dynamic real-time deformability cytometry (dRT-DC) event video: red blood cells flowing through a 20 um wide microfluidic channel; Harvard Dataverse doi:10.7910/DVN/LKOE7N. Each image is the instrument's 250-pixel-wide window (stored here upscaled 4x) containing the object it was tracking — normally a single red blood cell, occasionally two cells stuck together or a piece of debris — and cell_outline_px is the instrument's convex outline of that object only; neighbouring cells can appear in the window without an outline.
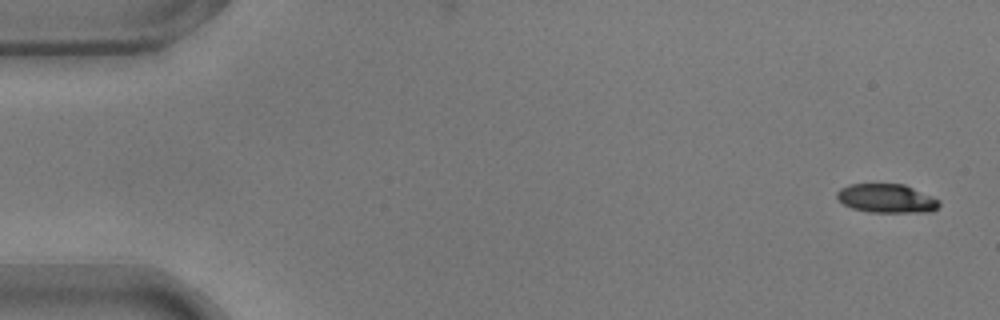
{"species": "common noctule bat (a hibernating species)", "species_latin": "Nyctalus noctula", "temperature_condition": "warm", "stored_images_in_passage": 53, "camera_frame_rate_fps": 3000, "um_per_image_px": 0.085, "animal": {"sex": "male", "body_mass_g": 17.9}, "frame": {"image": 1, "passage_image": 1, "time_ms": 0.0, "image_size_px": [1000, 320], "cell_outline_px": [[940, 204], [932, 212], [868, 212], [852, 208], [844, 204], [836, 196], [836, 192], [840, 188], [848, 184], [904, 184], [932, 196], [940, 200]], "centroid_in_image_um": [75.36, 16.86], "position_along_channel_um": 9.6, "area_um2": 17.22}}
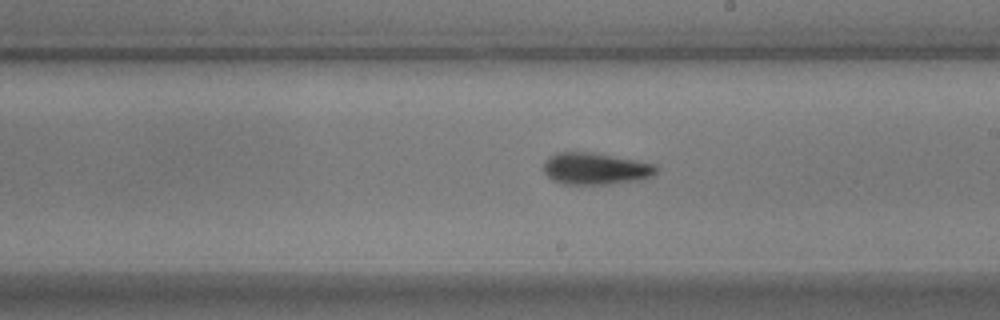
{"frame": {"image": 2, "passage_image": 30, "time_ms": 9.667, "image_size_px": [1000, 320], "cell_outline_px": [[660, 168], [652, 176], [636, 180], [608, 184], [564, 184], [552, 180], [544, 172], [544, 160], [548, 156], [556, 152], [592, 152], [636, 160], [656, 164]], "centroid_in_image_um": [50.6, 14.32], "position_along_channel_um": 238.4, "area_um2": 20.98}}
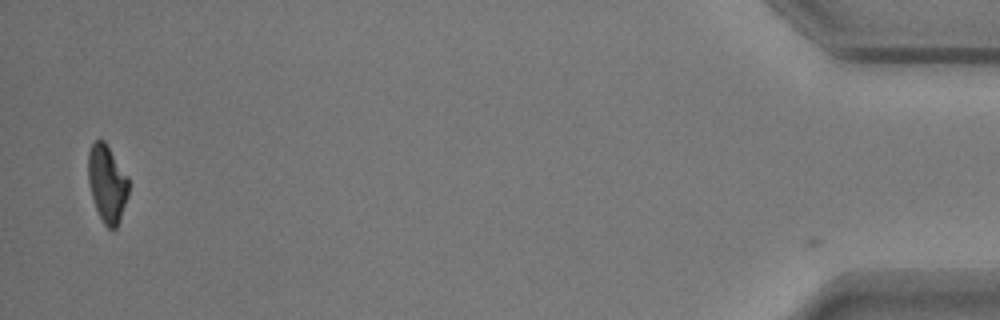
{"frame": {"image": 3, "passage_image": 52, "time_ms": 17.0, "image_size_px": [1000, 320], "cell_outline_px": [[128, 196], [120, 220], [116, 228], [112, 232], [104, 224], [96, 208], [92, 196], [88, 180], [88, 152], [92, 144], [96, 140], [104, 140], [128, 176]], "centroid_in_image_um": [9.11, 15.62], "position_along_channel_um": 426.1, "area_um2": 18.21}, "authors_computed_cell_mechanics": {"area_um2": 19.5942, "velocity_mm_per_s": 3.7419, "shape_relaxation_time_tau1_ms": 4.1839, "shape_relaxation_time_tau2_ms": 2.8214, "deformation_change_tau1": 0.16, "deformation_change_tau2": 0.1044}}